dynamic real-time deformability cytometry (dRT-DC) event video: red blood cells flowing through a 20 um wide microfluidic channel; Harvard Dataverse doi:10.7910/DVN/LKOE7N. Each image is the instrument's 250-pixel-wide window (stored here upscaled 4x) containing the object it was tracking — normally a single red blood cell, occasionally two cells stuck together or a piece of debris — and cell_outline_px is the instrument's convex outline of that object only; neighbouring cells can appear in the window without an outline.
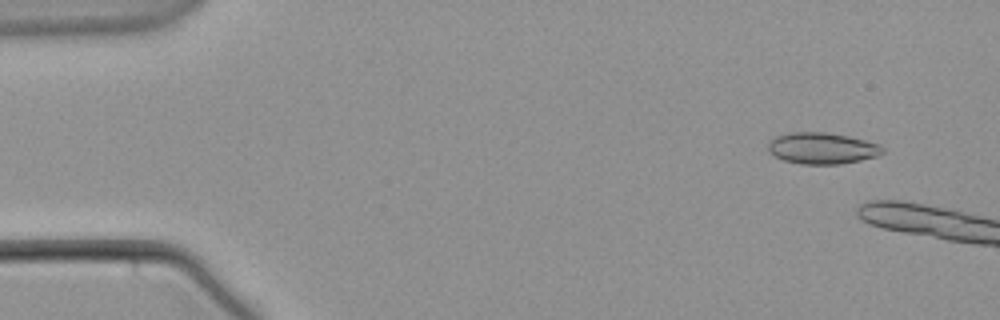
{"species": "common noctule bat (a hibernating species)", "species_latin": "Nyctalus noctula", "temperature_condition": "warm", "stored_images_in_passage": 4, "camera_frame_rate_fps": 3000, "um_per_image_px": 0.085, "animal": {"sex": "male", "body_mass_g": 21.5, "forearm_length_mm": 52.0}, "frame": {"image": 1, "passage_image": 1, "time_ms": 0.0, "image_size_px": [1000, 320], "cell_outline_px": [[884, 152], [876, 156], [860, 160], [840, 164], [800, 164], [784, 160], [768, 152], [768, 144], [776, 136], [792, 132], [824, 132], [848, 136], [880, 144], [884, 148]], "centroid_in_image_um": [69.88, 12.6], "position_along_channel_um": 15.1, "area_um2": 20.81}}